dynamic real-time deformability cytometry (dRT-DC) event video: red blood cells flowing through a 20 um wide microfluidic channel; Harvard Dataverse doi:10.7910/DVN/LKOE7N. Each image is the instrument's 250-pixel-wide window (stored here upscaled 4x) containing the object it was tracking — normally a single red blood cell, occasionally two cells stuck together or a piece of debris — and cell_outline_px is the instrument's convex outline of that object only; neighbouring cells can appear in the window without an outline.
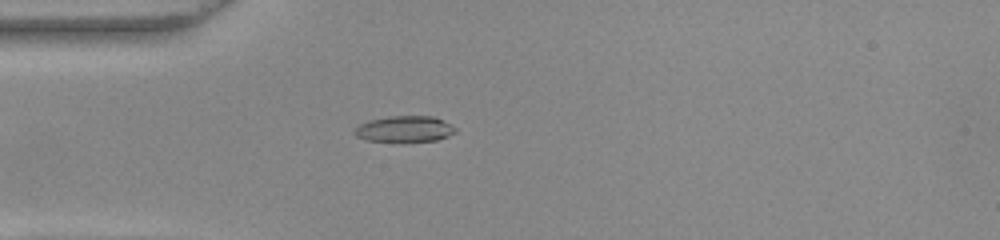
{"species": "common noctule bat (a hibernating species)", "species_latin": "Nyctalus noctula", "temperature_condition": "warm", "stored_images_in_passage": 42, "camera_frame_rate_fps": 3000, "um_per_image_px": 0.085, "animal": {"sex": "female", "body_mass_g": 22.0, "forearm_length_mm": 56.7}, "frame": {"image": 1, "passage_image": 4, "time_ms": 1.0, "image_size_px": [1000, 240], "cell_outline_px": [[456, 132], [448, 136], [436, 140], [396, 144], [392, 144], [364, 140], [356, 136], [352, 132], [360, 124], [368, 120], [388, 116], [432, 116], [444, 120], [456, 128]], "centroid_in_image_um": [34.34, 11.01], "position_along_channel_um": 50.7, "area_um2": 16.13}}
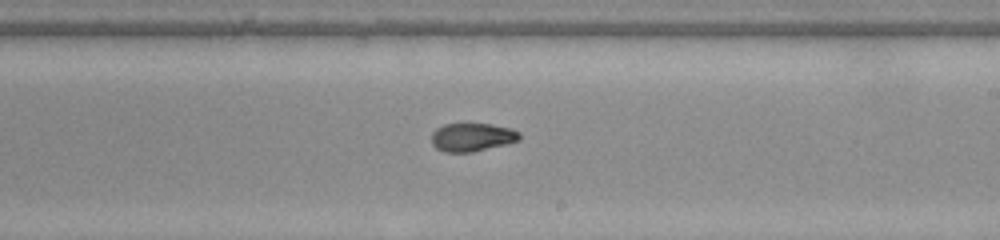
{"frame": {"image": 2, "passage_image": 20, "time_ms": 6.333, "image_size_px": [1000, 240], "cell_outline_px": [[520, 140], [472, 152], [444, 152], [436, 148], [432, 144], [432, 132], [436, 128], [444, 124], [492, 124], [512, 128], [520, 132]], "centroid_in_image_um": [40.12, 11.65], "position_along_channel_um": 248.9, "area_um2": 14.51}}
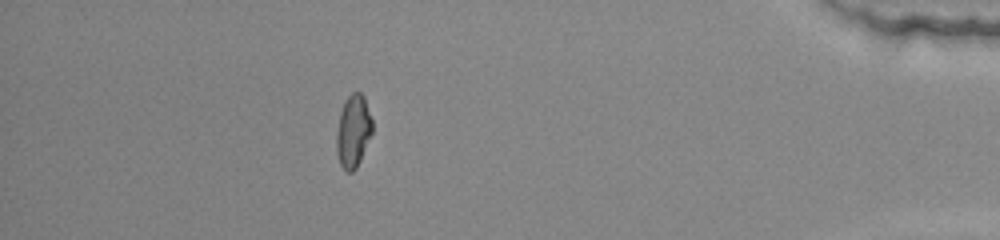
{"frame": {"image": 3, "passage_image": 36, "time_ms": 11.667, "image_size_px": [1000, 240], "cell_outline_px": [[372, 132], [360, 160], [356, 168], [352, 172], [348, 172], [340, 164], [336, 152], [336, 132], [340, 112], [344, 100], [352, 92], [360, 92], [364, 96], [372, 120]], "centroid_in_image_um": [30.01, 11.13], "position_along_channel_um": 405.2, "area_um2": 15.14}, "authors_computed_cell_mechanics": {"area_um2": 15.0569, "velocity_mm_per_s": 3.8943, "shape_relaxation_time_tau1_ms": null, "shape_relaxation_time_tau2_ms": 3.2271, "deformation_change_tau1": null, "deformation_change_tau2": 0.0783}}